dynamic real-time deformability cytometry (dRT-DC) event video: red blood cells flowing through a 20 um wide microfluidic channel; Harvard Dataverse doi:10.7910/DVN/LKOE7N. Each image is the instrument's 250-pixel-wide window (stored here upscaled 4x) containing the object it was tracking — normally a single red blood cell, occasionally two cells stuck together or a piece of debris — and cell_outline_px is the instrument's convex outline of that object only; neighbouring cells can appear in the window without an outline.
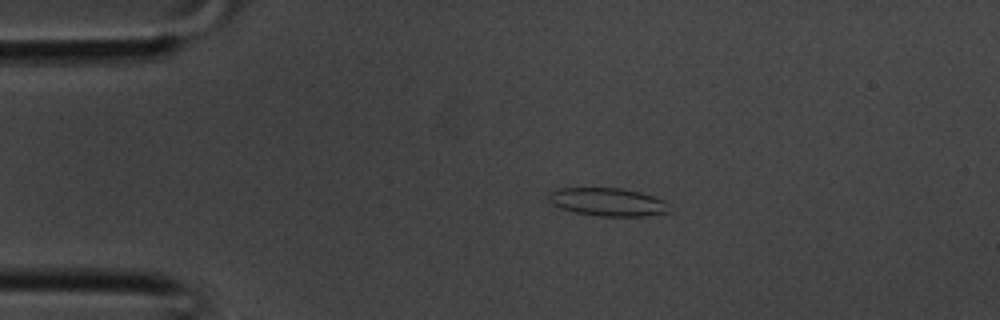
{"species": "common noctule bat (a hibernating species)", "species_latin": "Nyctalus noctula", "temperature_condition": "room temperature", "stored_images_in_passage": 32, "camera_frame_rate_fps": 3000, "um_per_image_px": 0.085, "animal": {"sex": "male", "body_mass_g": 20.1, "forearm_length_mm": 53.5}, "frame": {"image": 1, "passage_image": 3, "time_ms": 0.667, "image_size_px": [1000, 320], "cell_outline_px": [[668, 212], [648, 216], [596, 216], [576, 212], [560, 208], [552, 204], [548, 200], [548, 192], [556, 188], [620, 188], [640, 192], [664, 200]], "centroid_in_image_um": [51.59, 17.16], "position_along_channel_um": 33.4, "area_um2": 19.71}}
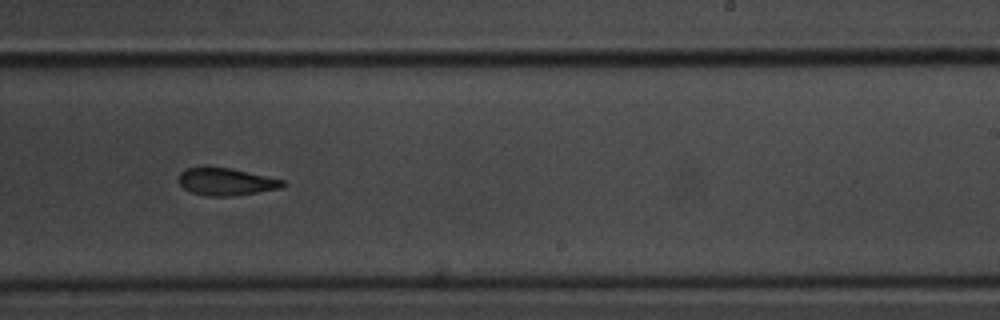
{"frame": {"image": 2, "passage_image": 18, "time_ms": 5.667, "image_size_px": [1000, 320], "cell_outline_px": [[288, 184], [284, 188], [232, 196], [204, 196], [192, 192], [184, 188], [180, 184], [180, 172], [184, 168], [204, 164], [232, 168], [284, 180]], "centroid_in_image_um": [19.21, 15.41], "position_along_channel_um": 269.8, "area_um2": 17.22}}
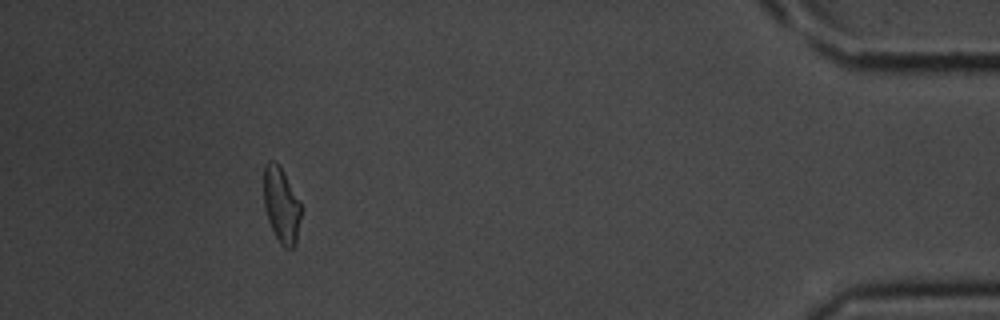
{"frame": {"image": 3, "passage_image": 29, "time_ms": 9.333, "image_size_px": [1000, 320], "cell_outline_px": [[304, 208], [296, 244], [292, 248], [284, 248], [280, 244], [268, 220], [264, 204], [264, 164], [268, 160], [276, 160], [300, 200]], "centroid_in_image_um": [23.95, 17.43], "position_along_channel_um": 411.2, "area_um2": 16.82}}